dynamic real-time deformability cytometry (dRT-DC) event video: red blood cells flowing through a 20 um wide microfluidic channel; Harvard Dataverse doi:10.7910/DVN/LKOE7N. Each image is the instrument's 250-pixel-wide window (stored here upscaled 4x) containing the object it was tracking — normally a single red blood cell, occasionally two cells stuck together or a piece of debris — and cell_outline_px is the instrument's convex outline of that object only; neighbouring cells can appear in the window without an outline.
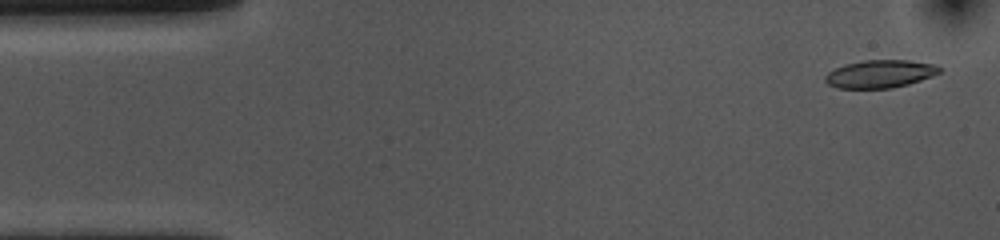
{"species": "common noctule bat (a hibernating species)", "species_latin": "Nyctalus noctula", "temperature_condition": "cold", "stored_images_in_passage": 53, "camera_frame_rate_fps": 3000, "um_per_image_px": 0.085, "animal": {"sex": "female", "body_mass_g": 10.0, "forearm_length_mm": 53.1}, "frame": {"image": 1, "passage_image": 2, "time_ms": 0.333, "image_size_px": [1000, 240], "cell_outline_px": [[940, 72], [932, 76], [908, 84], [892, 88], [836, 88], [828, 84], [824, 80], [824, 76], [828, 72], [844, 64], [864, 60], [908, 60], [936, 64], [940, 68]], "centroid_in_image_um": [74.78, 6.28], "position_along_channel_um": 10.2, "area_um2": 18.55}}
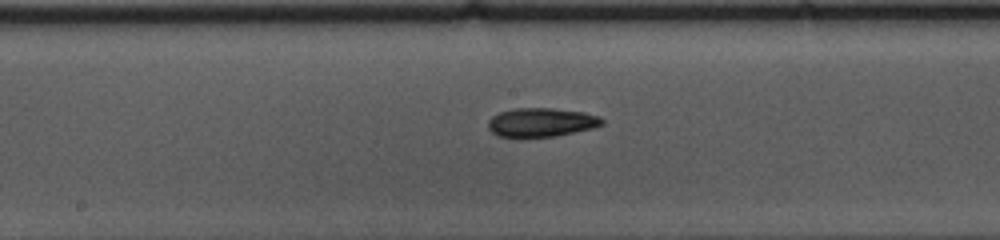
{"frame": {"image": 2, "passage_image": 26, "time_ms": 8.333, "image_size_px": [1000, 240], "cell_outline_px": [[604, 124], [592, 128], [556, 136], [520, 140], [516, 140], [496, 136], [488, 128], [488, 120], [492, 116], [500, 112], [516, 108], [552, 108], [584, 112], [600, 116], [604, 120]], "centroid_in_image_um": [45.95, 10.44], "position_along_channel_um": 202.2, "area_um2": 19.94}}
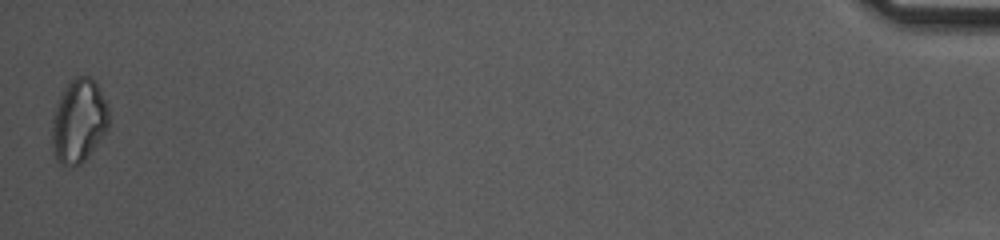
{"frame": {"image": 3, "passage_image": 53, "time_ms": 17.333, "image_size_px": [1000, 240], "cell_outline_px": [[108, 128], [88, 156], [76, 168], [60, 164], [56, 160], [52, 144], [52, 120], [60, 96], [68, 80], [76, 76], [88, 76], [96, 84], [108, 104]], "centroid_in_image_um": [6.68, 10.3], "position_along_channel_um": 428.5, "area_um2": 27.63}, "authors_computed_cell_mechanics": {"area_um2": 19.074, "velocity_mm_per_s": 3.6325, "shape_relaxation_time_tau1_ms": 4.7989, "shape_relaxation_time_tau2_ms": 7.4453, "deformation_change_tau1": 0.1218, "deformation_change_tau2": 0.1526}}